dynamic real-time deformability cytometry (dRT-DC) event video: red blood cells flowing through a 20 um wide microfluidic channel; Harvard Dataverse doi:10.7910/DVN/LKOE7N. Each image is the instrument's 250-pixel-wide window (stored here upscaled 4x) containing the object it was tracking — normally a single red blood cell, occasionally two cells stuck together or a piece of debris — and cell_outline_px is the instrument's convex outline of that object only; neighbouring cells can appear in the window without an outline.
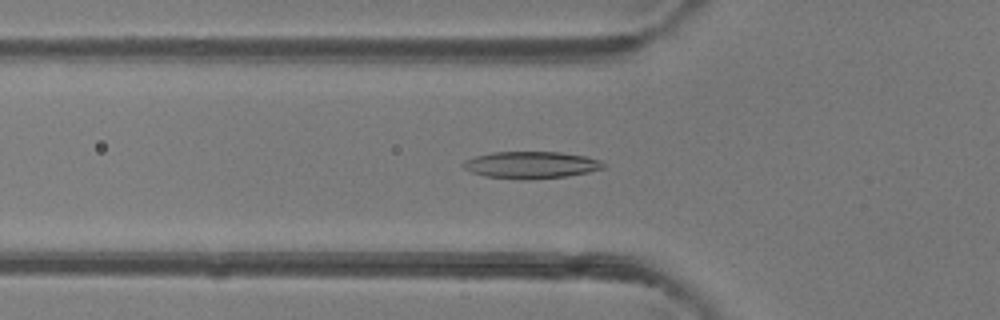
{"species": "common noctule bat (a hibernating species)", "species_latin": "Nyctalus noctula", "temperature_condition": "room temperature", "stored_images_in_passage": 48, "camera_frame_rate_fps": 3000, "um_per_image_px": 0.085, "animal": {"sex": "female"}, "frame": {"image": 1, "passage_image": 17, "time_ms": 5.333, "image_size_px": [1000, 320], "cell_outline_px": [[604, 168], [588, 172], [568, 176], [528, 180], [524, 180], [484, 176], [472, 172], [464, 168], [460, 164], [464, 160], [476, 156], [492, 152], [560, 152], [584, 156], [600, 160], [604, 164]], "centroid_in_image_um": [45.11, 14.02], "position_along_channel_um": 80.7, "area_um2": 22.08}}
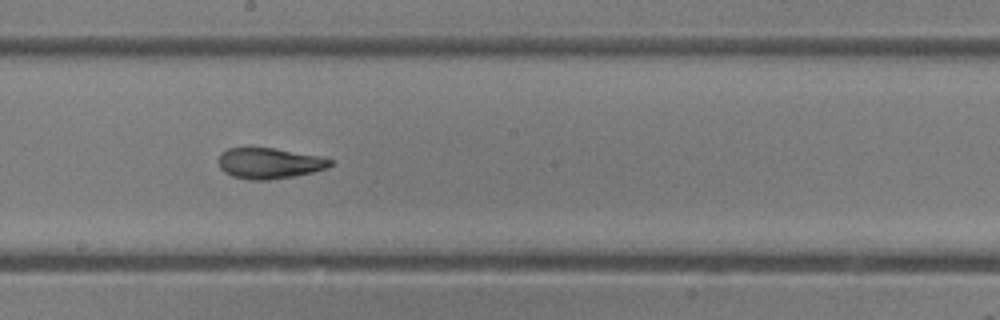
{"frame": {"image": 2, "passage_image": 27, "time_ms": 8.667, "image_size_px": [1000, 320], "cell_outline_px": [[332, 164], [328, 168], [312, 172], [292, 176], [268, 180], [248, 180], [232, 176], [224, 172], [220, 168], [216, 160], [220, 152], [228, 148], [272, 148], [320, 156], [332, 160]], "centroid_in_image_um": [22.84, 13.88], "position_along_channel_um": 225.4, "area_um2": 20.11}}
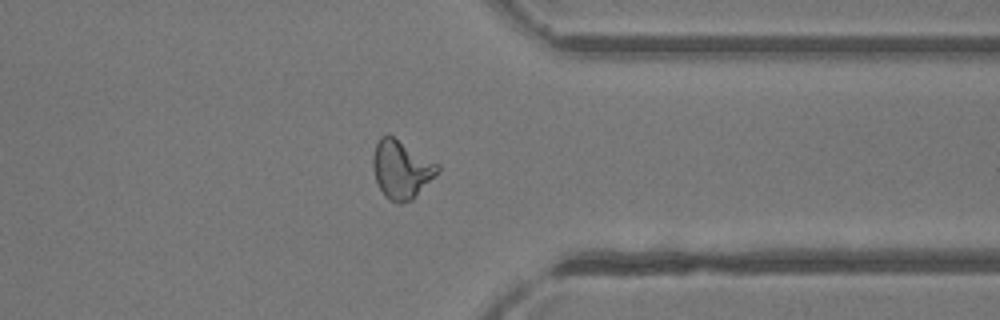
{"frame": {"image": 3, "passage_image": 38, "time_ms": 12.333, "image_size_px": [1000, 320], "cell_outline_px": [[440, 172], [412, 200], [400, 204], [396, 204], [388, 200], [384, 196], [376, 180], [372, 168], [372, 156], [376, 144], [380, 136], [392, 136], [440, 164]], "centroid_in_image_um": [34.13, 14.43], "position_along_channel_um": 377.3, "area_um2": 22.14}, "authors_computed_cell_mechanics": {"area_um2": 21.2415, "velocity_mm_per_s": 4.3105, "shape_relaxation_time_tau1_ms": 5.2268, "shape_relaxation_time_tau2_ms": 1.3582, "deformation_change_tau1": 0.2089, "deformation_change_tau2": 0.0898}}